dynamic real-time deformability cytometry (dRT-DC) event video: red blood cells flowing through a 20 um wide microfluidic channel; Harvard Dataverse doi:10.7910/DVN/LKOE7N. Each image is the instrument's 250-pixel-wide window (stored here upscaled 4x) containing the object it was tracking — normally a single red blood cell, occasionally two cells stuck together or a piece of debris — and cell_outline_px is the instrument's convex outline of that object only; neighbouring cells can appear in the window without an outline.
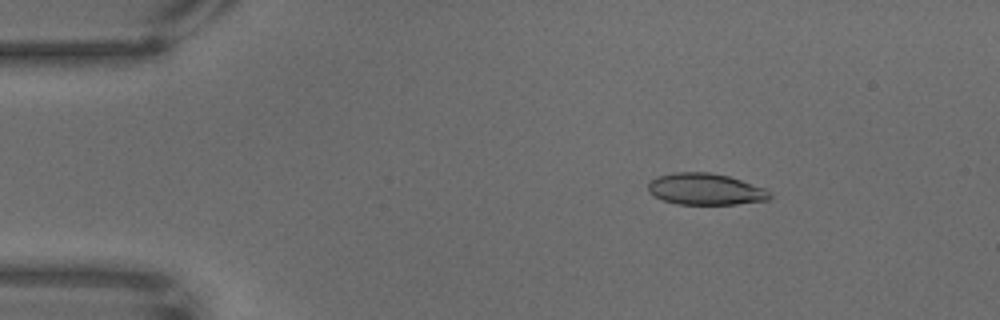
{"species": "common noctule bat (a hibernating species)", "species_latin": "Nyctalus noctula", "temperature_condition": "warm", "stored_images_in_passage": 58, "camera_frame_rate_fps": 3000, "um_per_image_px": 0.085, "animal": {"sex": "male", "body_mass_g": 18.8}, "frame": {"image": 1, "passage_image": 1, "time_ms": 0.0, "image_size_px": [1000, 320], "cell_outline_px": [[772, 196], [768, 200], [736, 204], [676, 204], [652, 196], [648, 192], [648, 184], [652, 180], [660, 176], [676, 172], [712, 172], [728, 176], [768, 188], [772, 192]], "centroid_in_image_um": [60.01, 16.08], "position_along_channel_um": 25.0, "area_um2": 22.54}}
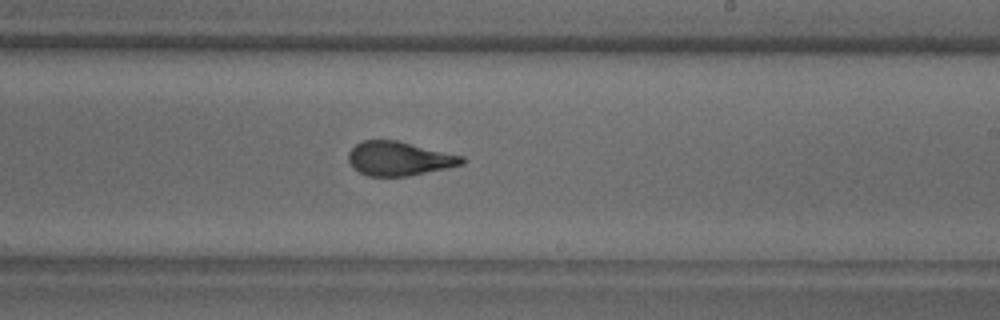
{"frame": {"image": 2, "passage_image": 31, "time_ms": 10.0, "image_size_px": [1000, 320], "cell_outline_px": [[464, 164], [448, 168], [408, 176], [368, 176], [352, 168], [348, 160], [348, 152], [356, 144], [364, 140], [396, 140], [464, 156]], "centroid_in_image_um": [33.92, 13.48], "position_along_channel_um": 255.1, "area_um2": 22.54}}
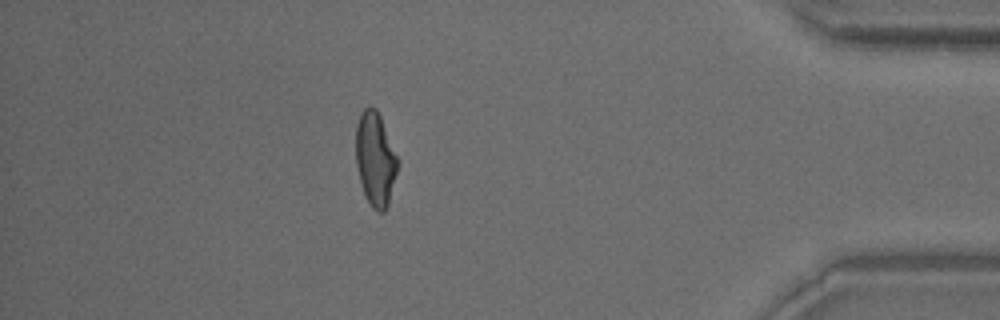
{"frame": {"image": 3, "passage_image": 50, "time_ms": 16.333, "image_size_px": [1000, 320], "cell_outline_px": [[400, 160], [388, 204], [384, 212], [376, 212], [372, 208], [364, 192], [360, 180], [356, 164], [356, 124], [364, 108], [368, 104], [376, 108], [380, 116]], "centroid_in_image_um": [31.91, 13.5], "position_along_channel_um": 403.3, "area_um2": 22.95}}